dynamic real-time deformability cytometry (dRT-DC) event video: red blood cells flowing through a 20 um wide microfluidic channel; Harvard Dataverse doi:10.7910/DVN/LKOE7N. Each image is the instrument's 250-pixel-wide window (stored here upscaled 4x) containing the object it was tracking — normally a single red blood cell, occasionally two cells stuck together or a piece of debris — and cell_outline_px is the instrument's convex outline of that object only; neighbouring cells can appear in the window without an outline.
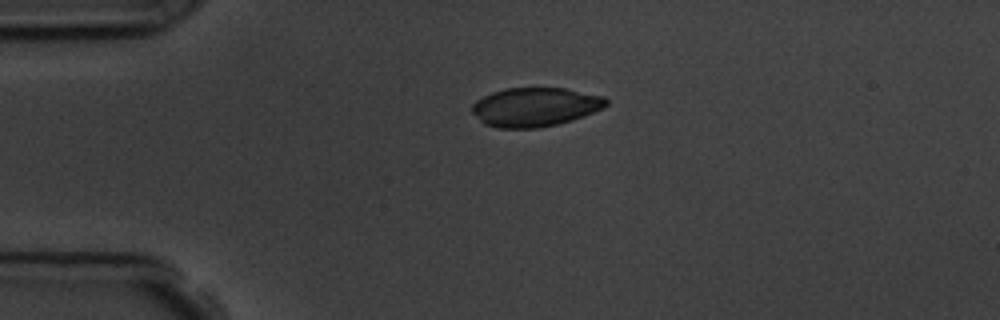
{"species": "common noctule bat (a hibernating species)", "species_latin": "Nyctalus noctula", "temperature_condition": "room temperature", "stored_images_in_passage": 44, "camera_frame_rate_fps": 3000, "um_per_image_px": 0.085, "animal": {"sex": "male", "body_mass_g": 19.5, "forearm_length_mm": 54.6}, "frame": {"image": 1, "passage_image": 1, "time_ms": 0.0, "image_size_px": [1000, 320], "cell_outline_px": [[608, 104], [604, 108], [584, 116], [572, 120], [540, 128], [500, 128], [484, 124], [472, 112], [472, 104], [476, 100], [492, 92], [504, 88], [564, 88], [604, 96], [608, 100]], "centroid_in_image_um": [45.49, 9.09], "position_along_channel_um": 39.5, "area_um2": 30.52}}
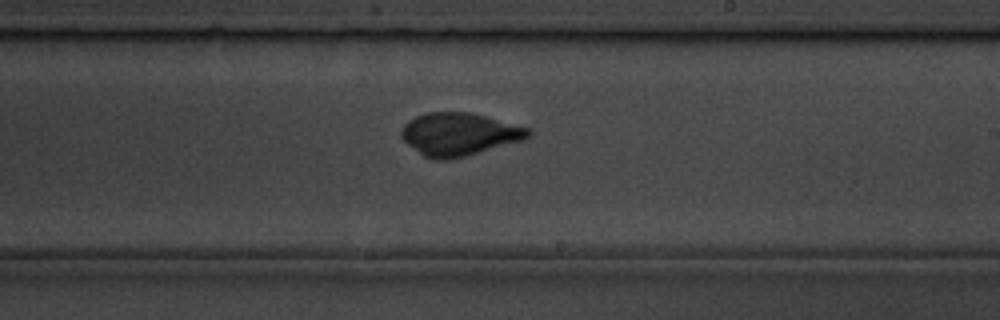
{"frame": {"image": 2, "passage_image": 21, "time_ms": 6.667, "image_size_px": [1000, 320], "cell_outline_px": [[532, 136], [520, 140], [464, 156], [448, 160], [436, 160], [424, 156], [408, 144], [400, 136], [400, 132], [404, 124], [408, 120], [416, 116], [428, 112], [468, 112], [532, 128]], "centroid_in_image_um": [39.01, 11.39], "position_along_channel_um": 250.0, "area_um2": 31.33}}
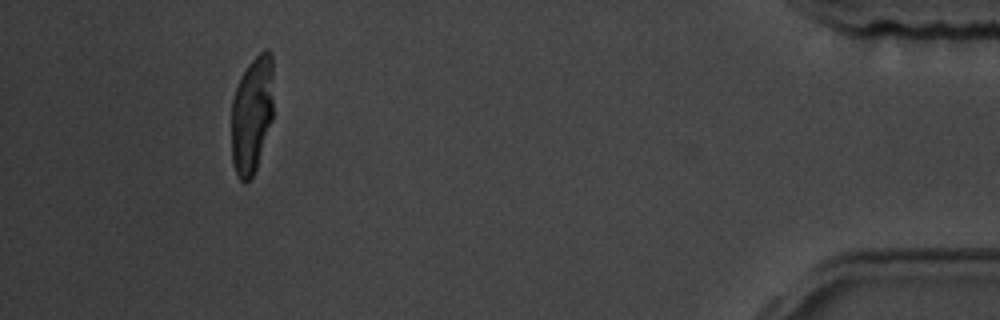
{"frame": {"image": 3, "passage_image": 40, "time_ms": 13.0, "image_size_px": [1000, 320], "cell_outline_px": [[272, 120], [256, 168], [252, 176], [248, 180], [240, 180], [232, 164], [232, 100], [240, 76], [248, 64], [264, 48], [268, 48], [272, 52]], "centroid_in_image_um": [21.41, 9.69], "position_along_channel_um": 413.8, "area_um2": 28.67}}